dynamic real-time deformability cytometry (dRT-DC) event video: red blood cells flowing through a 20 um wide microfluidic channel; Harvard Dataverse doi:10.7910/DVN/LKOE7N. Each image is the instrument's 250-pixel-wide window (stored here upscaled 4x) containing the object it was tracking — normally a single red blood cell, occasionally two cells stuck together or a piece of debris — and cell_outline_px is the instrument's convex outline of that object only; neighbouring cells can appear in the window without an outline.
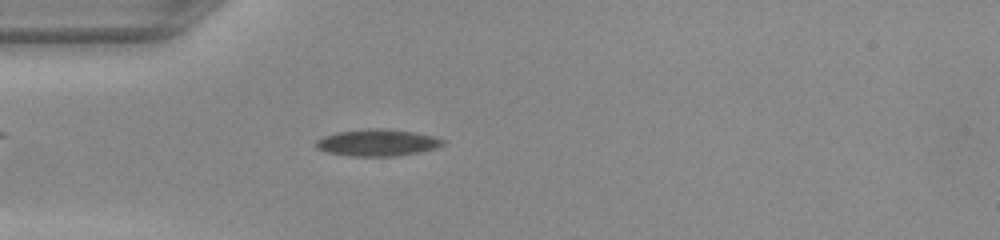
{"species": "common noctule bat (a hibernating species)", "species_latin": "Nyctalus noctula", "temperature_condition": "warm", "stored_images_in_passage": 36, "camera_frame_rate_fps": 3000, "um_per_image_px": 0.085, "animal": {"sex": "female", "body_mass_g": 22.0, "forearm_length_mm": 56.7}, "frame": {"image": 1, "passage_image": 1, "time_ms": 0.0, "image_size_px": [1000, 240], "cell_outline_px": [[444, 144], [436, 148], [420, 152], [396, 156], [352, 156], [328, 152], [316, 148], [316, 140], [324, 136], [336, 132], [368, 128], [384, 128], [412, 132], [432, 136], [444, 140]], "centroid_in_image_um": [32.06, 12.12], "position_along_channel_um": 52.9, "area_um2": 19.71}}
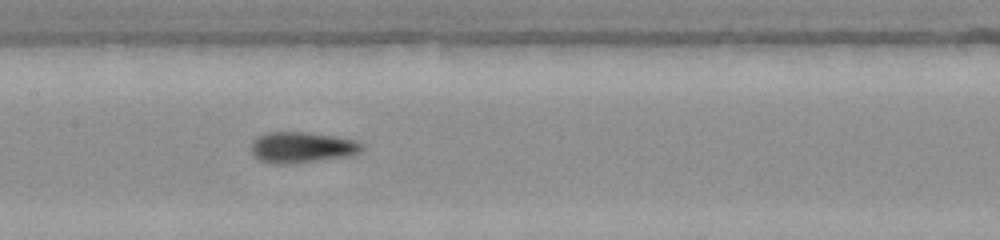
{"frame": {"image": 2, "passage_image": 11, "time_ms": 3.333, "image_size_px": [1000, 240], "cell_outline_px": [[364, 148], [360, 152], [352, 156], [292, 164], [272, 164], [260, 160], [252, 152], [252, 140], [256, 136], [268, 132], [304, 132], [332, 136], [356, 140], [364, 144]], "centroid_in_image_um": [25.69, 12.54], "position_along_channel_um": 181.7, "area_um2": 20.17}}
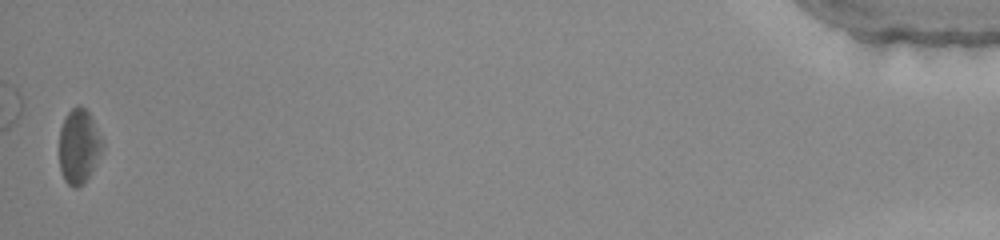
{"frame": {"image": 3, "passage_image": 36, "time_ms": 11.667, "image_size_px": [1000, 240], "cell_outline_px": [[100, 152], [84, 184], [76, 188], [72, 188], [64, 180], [60, 168], [60, 128], [64, 116], [76, 104], [80, 104], [88, 112], [96, 128], [100, 140]], "centroid_in_image_um": [6.63, 12.42], "position_along_channel_um": 428.6, "area_um2": 18.15}}